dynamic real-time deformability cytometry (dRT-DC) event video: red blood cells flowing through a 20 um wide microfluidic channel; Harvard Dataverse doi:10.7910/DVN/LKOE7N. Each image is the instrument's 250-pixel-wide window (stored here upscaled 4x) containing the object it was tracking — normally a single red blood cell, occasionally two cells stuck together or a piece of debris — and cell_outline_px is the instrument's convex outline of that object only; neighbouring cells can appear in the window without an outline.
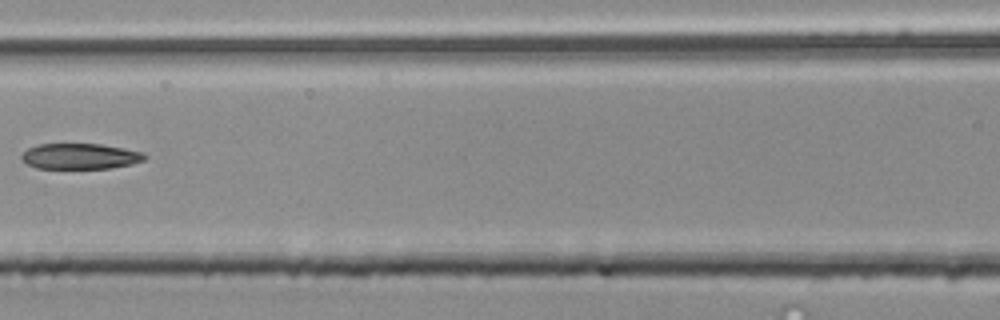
{"species": "common noctule bat (a hibernating species)", "species_latin": "Nyctalus noctula", "temperature_condition": "room temperature", "stored_images_in_passage": 5, "camera_frame_rate_fps": 3000, "um_per_image_px": 0.085, "animal": {"sex": "male", "body_mass_g": 20.4}, "frame": {"image": 1, "passage_image": 5, "time_ms": 1.333, "image_size_px": [1000, 320], "cell_outline_px": [[148, 156], [144, 160], [132, 164], [112, 168], [36, 168], [20, 160], [20, 156], [28, 148], [40, 144], [100, 144], [124, 148], [144, 152]], "centroid_in_image_um": [6.83, 13.28], "position_along_channel_um": 159.8, "area_um2": 18.5}}